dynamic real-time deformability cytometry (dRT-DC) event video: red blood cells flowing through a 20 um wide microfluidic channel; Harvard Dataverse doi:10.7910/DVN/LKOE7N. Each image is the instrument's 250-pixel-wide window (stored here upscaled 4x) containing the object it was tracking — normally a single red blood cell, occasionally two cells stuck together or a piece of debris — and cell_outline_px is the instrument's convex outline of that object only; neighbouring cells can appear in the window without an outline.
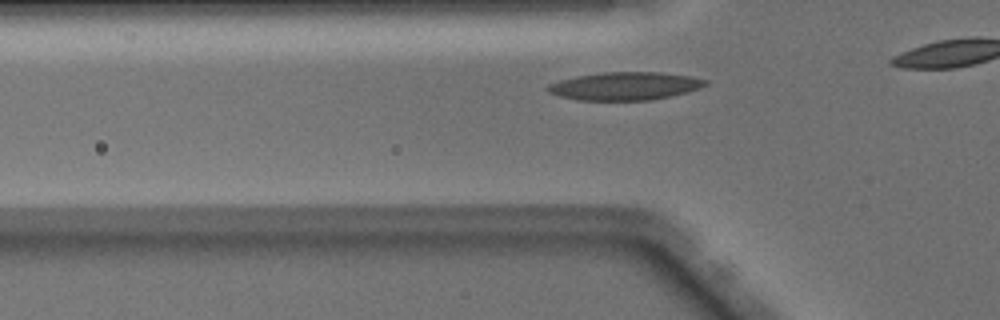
{"species": "Egyptian fruit bat (a non-hibernating species)", "species_latin": "Rousettus aegyptiacus", "temperature_condition": "warm", "stored_images_in_passage": 10, "camera_frame_rate_fps": 3000, "um_per_image_px": 0.085, "animal": {"sex": "male"}, "frame": {"image": 1, "passage_image": 5, "time_ms": 1.333, "image_size_px": [1000, 320], "cell_outline_px": [[708, 84], [700, 88], [688, 92], [672, 96], [652, 100], [576, 100], [560, 96], [548, 92], [544, 88], [548, 84], [560, 80], [576, 76], [600, 72], [660, 72], [692, 76], [708, 80]], "centroid_in_image_um": [53.13, 7.31], "position_along_channel_um": 72.7, "area_um2": 26.01}}
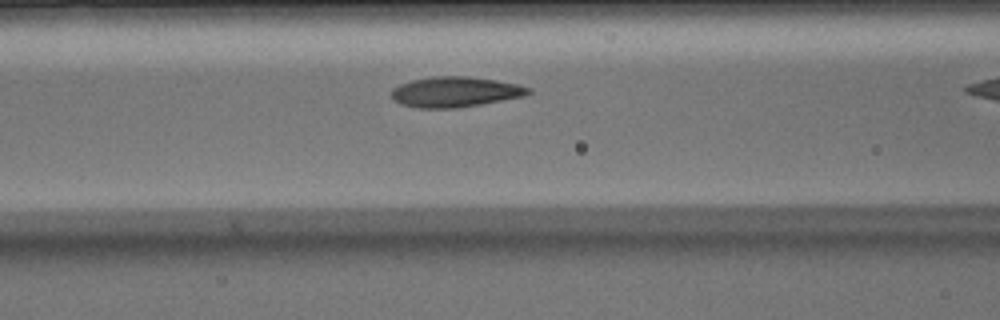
{"frame": {"image": 2, "passage_image": 9, "time_ms": 2.667, "image_size_px": [1000, 320], "cell_outline_px": [[532, 92], [524, 96], [480, 104], [456, 108], [416, 108], [400, 104], [392, 96], [392, 88], [400, 84], [412, 80], [432, 76], [468, 76], [496, 80], [520, 84], [532, 88]], "centroid_in_image_um": [38.71, 7.8], "position_along_channel_um": 127.9, "area_um2": 24.28}}